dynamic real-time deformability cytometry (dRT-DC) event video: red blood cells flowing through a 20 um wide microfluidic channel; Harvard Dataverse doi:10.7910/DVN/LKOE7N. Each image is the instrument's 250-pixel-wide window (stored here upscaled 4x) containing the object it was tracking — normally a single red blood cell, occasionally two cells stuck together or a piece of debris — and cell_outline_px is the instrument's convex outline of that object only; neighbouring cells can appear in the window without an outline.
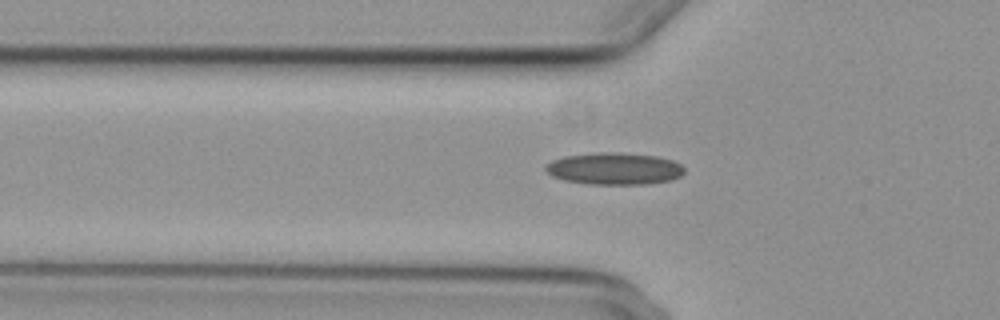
{"species": "common noctule bat (a hibernating species)", "species_latin": "Nyctalus noctula", "temperature_condition": "cold", "stored_images_in_passage": 40, "camera_frame_rate_fps": 3000, "um_per_image_px": 0.085, "animal": {"sex": "female", "body_mass_g": 29.2, "forearm_length_mm": 56.3}, "frame": {"image": 1, "passage_image": 5, "time_ms": 1.333, "image_size_px": [1000, 320], "cell_outline_px": [[684, 172], [680, 176], [672, 180], [644, 184], [588, 184], [564, 180], [552, 176], [544, 168], [552, 160], [564, 156], [600, 152], [620, 152], [656, 156], [672, 160], [680, 164], [684, 168]], "centroid_in_image_um": [52.22, 14.33], "position_along_channel_um": 73.6, "area_um2": 25.84}}
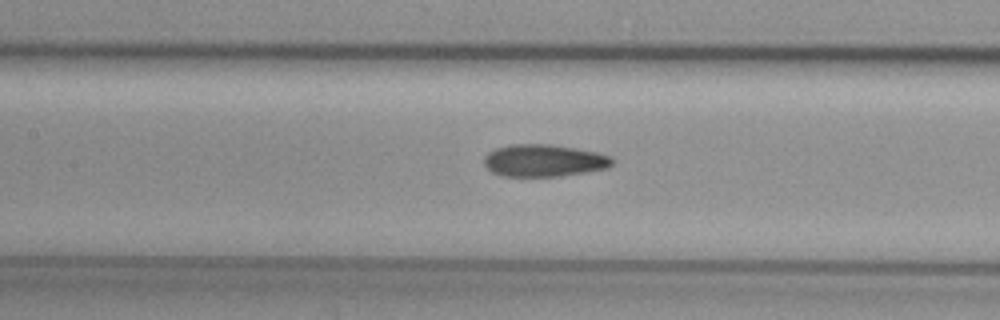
{"frame": {"image": 2, "passage_image": 12, "time_ms": 3.667, "image_size_px": [1000, 320], "cell_outline_px": [[612, 164], [608, 168], [560, 176], [500, 176], [492, 172], [484, 164], [484, 156], [488, 152], [496, 148], [512, 144], [548, 144], [596, 152], [612, 156]], "centroid_in_image_um": [46.2, 13.65], "position_along_channel_um": 161.2, "area_um2": 23.93}}
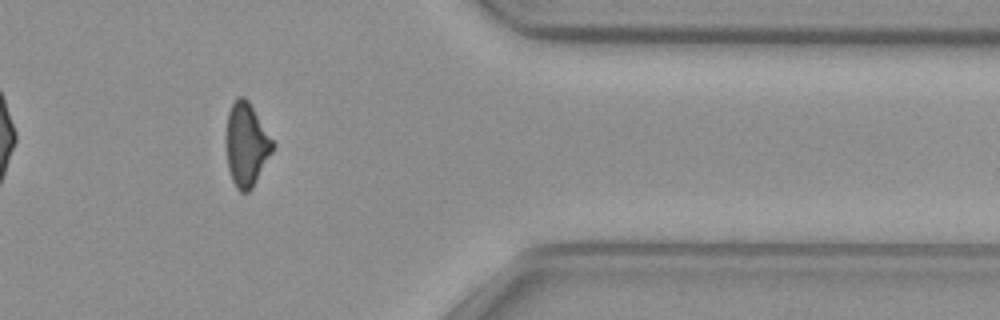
{"frame": {"image": 3, "passage_image": 32, "time_ms": 10.333, "image_size_px": [1000, 320], "cell_outline_px": [[276, 144], [272, 152], [252, 188], [248, 192], [240, 192], [236, 188], [232, 180], [228, 168], [224, 140], [224, 136], [228, 112], [232, 104], [240, 96], [244, 96], [248, 100]], "centroid_in_image_um": [20.92, 12.29], "position_along_channel_um": 390.5, "area_um2": 22.95}, "authors_computed_cell_mechanics": {"area_um2": 23.8425, "velocity_mm_per_s": 3.7204, "shape_relaxation_time_tau1_ms": null, "shape_relaxation_time_tau2_ms": 4.1097, "deformation_change_tau1": null, "deformation_change_tau2": 0.1138}}